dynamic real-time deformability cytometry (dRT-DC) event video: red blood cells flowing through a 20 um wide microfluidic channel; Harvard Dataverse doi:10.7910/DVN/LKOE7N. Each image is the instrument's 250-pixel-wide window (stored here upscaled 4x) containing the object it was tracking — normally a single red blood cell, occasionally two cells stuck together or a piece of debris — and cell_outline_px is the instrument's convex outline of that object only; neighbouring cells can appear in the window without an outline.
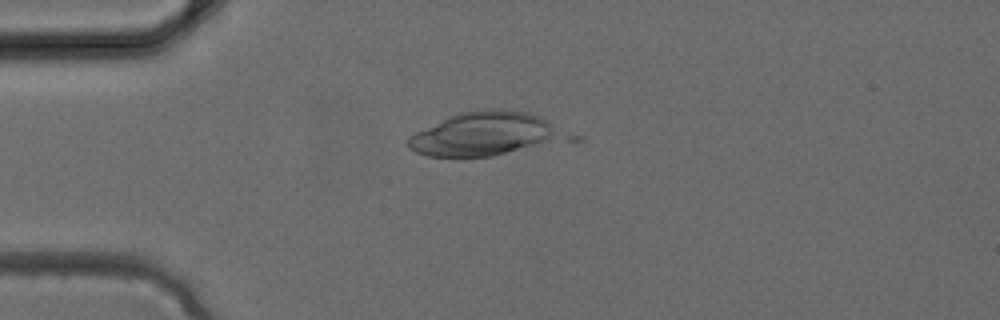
{"species": "common noctule bat (a hibernating species)", "species_latin": "Nyctalus noctula", "temperature_condition": "cold", "stored_images_in_passage": 4, "camera_frame_rate_fps": 3000, "um_per_image_px": 0.085, "animal": {"sex": "female", "body_mass_g": 24.6, "forearm_length_mm": 56.2}, "frame": {"image": 1, "passage_image": 4, "time_ms": 1.0, "image_size_px": [1000, 320], "cell_outline_px": [[552, 136], [536, 144], [492, 156], [428, 156], [416, 152], [408, 148], [408, 140], [416, 132], [460, 112], [484, 108], [500, 108], [528, 112], [540, 116], [548, 124], [552, 132]], "centroid_in_image_um": [40.87, 11.35], "position_along_channel_um": 44.1, "area_um2": 37.05}}